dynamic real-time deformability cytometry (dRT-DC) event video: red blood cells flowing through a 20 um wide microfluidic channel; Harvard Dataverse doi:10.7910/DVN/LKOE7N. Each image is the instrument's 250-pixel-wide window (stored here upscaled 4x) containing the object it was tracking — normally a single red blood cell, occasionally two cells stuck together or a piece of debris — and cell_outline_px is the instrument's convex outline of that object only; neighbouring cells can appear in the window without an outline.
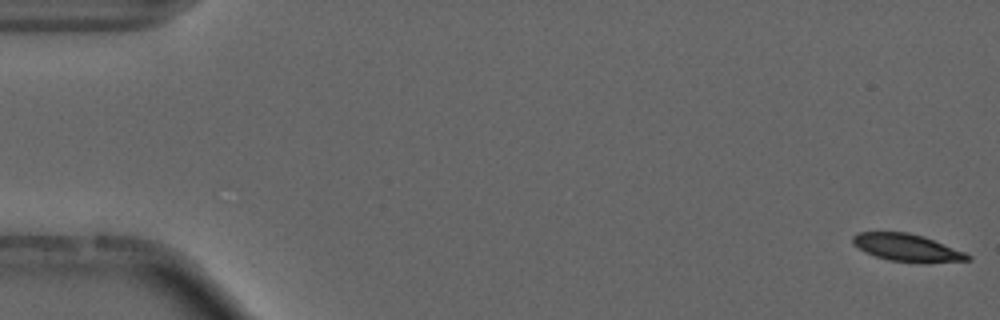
{"species": "common noctule bat (a hibernating species)", "species_latin": "Nyctalus noctula", "temperature_condition": "cold", "stored_images_in_passage": 22, "camera_frame_rate_fps": 3000, "um_per_image_px": 0.085, "animal": {"sex": "male", "forearm_length_mm": 52.5}, "frame": {"image": 1, "passage_image": 1, "time_ms": 0.0, "image_size_px": [1000, 320], "cell_outline_px": [[972, 260], [888, 260], [864, 252], [852, 244], [852, 236], [856, 232], [908, 232], [924, 236], [964, 252], [972, 256]], "centroid_in_image_um": [76.98, 20.99], "position_along_channel_um": 8.0, "area_um2": 17.51}}
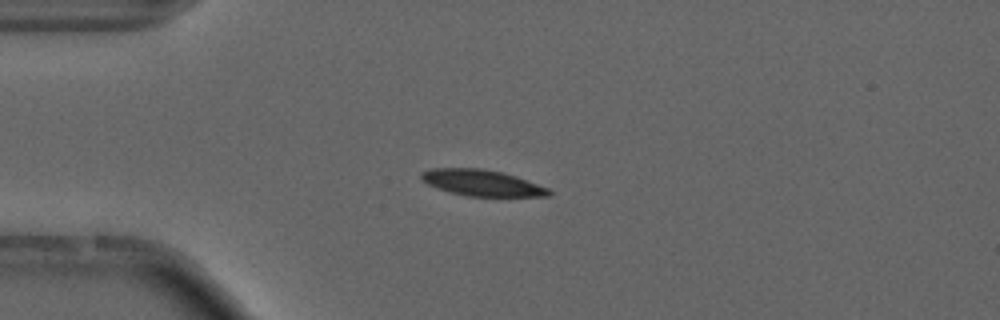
{"frame": {"image": 2, "passage_image": 14, "time_ms": 4.333, "image_size_px": [1000, 320], "cell_outline_px": [[552, 192], [548, 196], [468, 196], [452, 192], [428, 184], [420, 180], [420, 172], [432, 168], [480, 168], [504, 172], [516, 176], [548, 188]], "centroid_in_image_um": [40.95, 15.53], "position_along_channel_um": 44.1, "area_um2": 19.31}}